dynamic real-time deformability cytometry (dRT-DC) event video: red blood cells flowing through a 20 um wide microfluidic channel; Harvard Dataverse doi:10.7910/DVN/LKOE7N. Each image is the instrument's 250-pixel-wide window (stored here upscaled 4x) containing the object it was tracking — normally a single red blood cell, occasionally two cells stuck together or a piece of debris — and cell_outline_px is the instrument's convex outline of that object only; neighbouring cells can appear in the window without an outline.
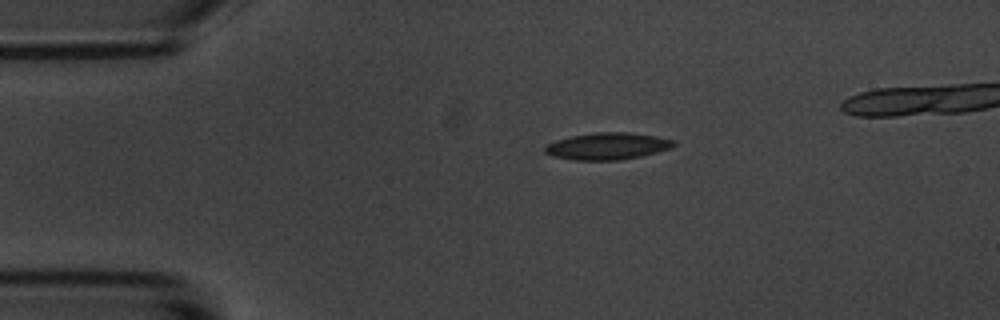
{"species": "common noctule bat (a hibernating species)", "species_latin": "Nyctalus noctula", "temperature_condition": "room temperature", "stored_images_in_passage": 3, "camera_frame_rate_fps": 3000, "um_per_image_px": 0.085, "animal": {"sex": "male", "body_mass_g": 20.1, "forearm_length_mm": 53.5}, "frame": {"image": 1, "passage_image": 1, "time_ms": 0.0, "image_size_px": [1000, 320], "cell_outline_px": [[676, 144], [668, 148], [656, 152], [640, 156], [620, 160], [572, 160], [552, 156], [544, 152], [544, 148], [548, 144], [556, 140], [572, 136], [596, 132], [628, 132], [656, 136], [672, 140]], "centroid_in_image_um": [51.59, 12.42], "position_along_channel_um": 33.4, "area_um2": 20.0}}